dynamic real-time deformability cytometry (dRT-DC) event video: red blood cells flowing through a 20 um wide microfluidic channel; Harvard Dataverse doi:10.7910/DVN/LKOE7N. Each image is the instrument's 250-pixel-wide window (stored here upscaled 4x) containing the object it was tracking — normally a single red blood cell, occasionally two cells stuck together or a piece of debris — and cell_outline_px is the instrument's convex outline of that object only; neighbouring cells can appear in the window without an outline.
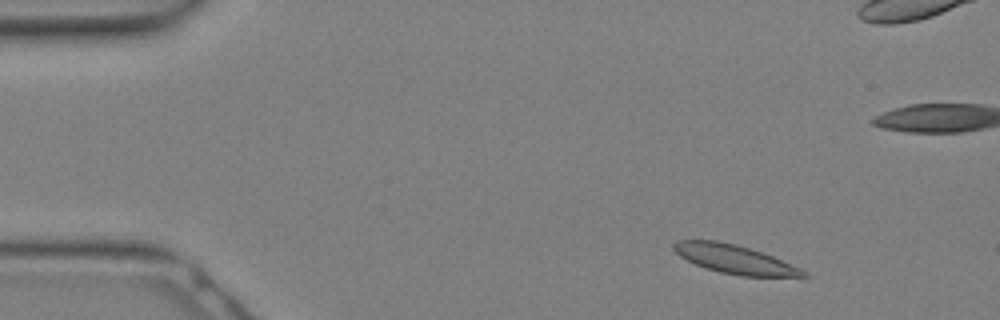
{"species": "Egyptian fruit bat (a non-hibernating species)", "species_latin": "Rousettus aegyptiacus", "temperature_condition": "warm", "stored_images_in_passage": 30, "camera_frame_rate_fps": 3000, "um_per_image_px": 0.085, "animal": {"sex": "female"}, "frame": {"image": 1, "passage_image": 3, "time_ms": 0.667, "image_size_px": [1000, 320], "cell_outline_px": [[812, 276], [740, 276], [720, 272], [704, 268], [680, 256], [672, 248], [672, 244], [676, 240], [720, 240], [736, 244], [764, 252], [800, 268], [808, 272]], "centroid_in_image_um": [62.44, 22.02], "position_along_channel_um": 22.6, "area_um2": 21.79}}
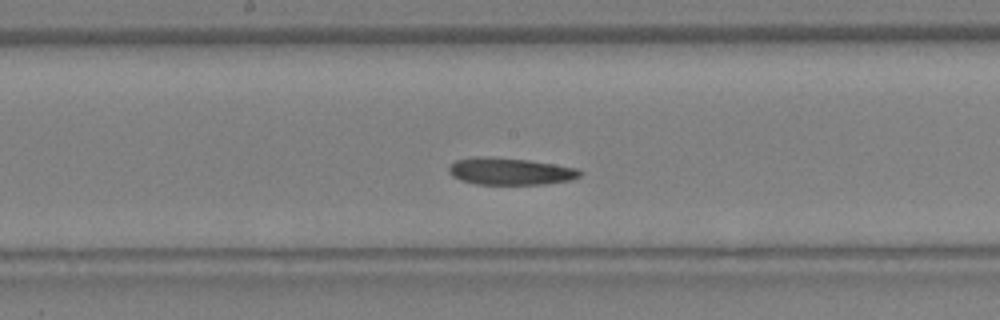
{"frame": {"image": 2, "passage_image": 15, "time_ms": 4.667, "image_size_px": [1000, 320], "cell_outline_px": [[584, 172], [580, 176], [572, 180], [544, 184], [476, 184], [460, 180], [452, 176], [448, 172], [448, 168], [456, 160], [472, 156], [484, 156], [528, 160], [580, 168]], "centroid_in_image_um": [43.38, 14.56], "position_along_channel_um": 204.8, "area_um2": 20.87}}
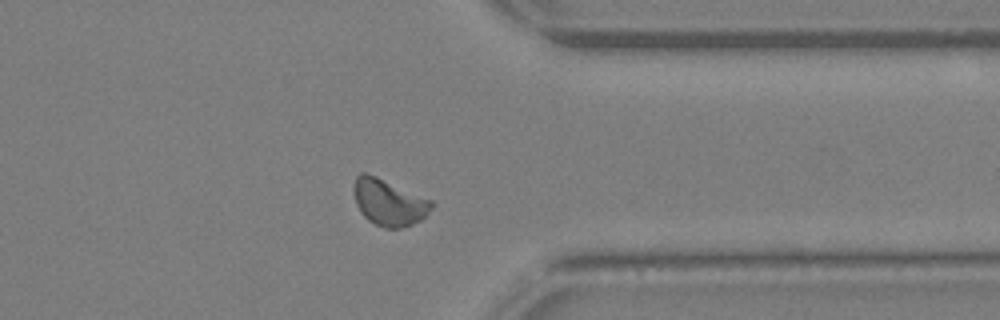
{"frame": {"image": 3, "passage_image": 23, "time_ms": 7.333, "image_size_px": [1000, 320], "cell_outline_px": [[432, 208], [420, 220], [412, 224], [400, 228], [384, 228], [368, 220], [360, 212], [356, 204], [352, 192], [352, 184], [356, 176], [360, 172], [368, 172], [432, 200]], "centroid_in_image_um": [32.99, 17.17], "position_along_channel_um": 378.4, "area_um2": 21.27}}